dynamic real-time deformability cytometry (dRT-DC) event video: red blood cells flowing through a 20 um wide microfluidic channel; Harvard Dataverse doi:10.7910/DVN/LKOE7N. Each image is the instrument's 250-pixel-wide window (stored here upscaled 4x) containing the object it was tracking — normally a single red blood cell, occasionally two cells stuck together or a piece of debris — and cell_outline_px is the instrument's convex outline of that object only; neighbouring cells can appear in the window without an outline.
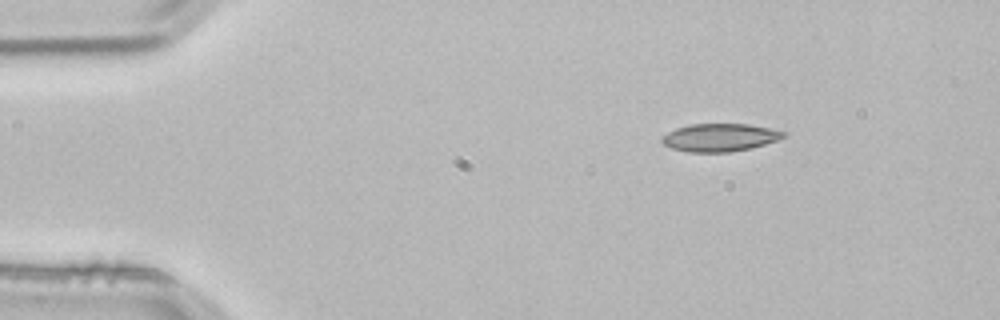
{"species": "common noctule bat (a hibernating species)", "species_latin": "Nyctalus noctula", "temperature_condition": "room temperature", "stored_images_in_passage": 4, "camera_frame_rate_fps": 3000, "um_per_image_px": 0.085, "animal": {"sex": "male", "body_mass_g": 21.5, "forearm_length_mm": 52.0}, "frame": {"image": 1, "passage_image": 4, "time_ms": 1.0, "image_size_px": [1000, 320], "cell_outline_px": [[784, 136], [776, 140], [752, 148], [728, 152], [688, 152], [672, 148], [664, 144], [660, 140], [660, 136], [676, 128], [692, 124], [748, 124], [768, 128], [784, 132]], "centroid_in_image_um": [61.12, 11.69], "position_along_channel_um": 23.9, "area_um2": 19.54}}